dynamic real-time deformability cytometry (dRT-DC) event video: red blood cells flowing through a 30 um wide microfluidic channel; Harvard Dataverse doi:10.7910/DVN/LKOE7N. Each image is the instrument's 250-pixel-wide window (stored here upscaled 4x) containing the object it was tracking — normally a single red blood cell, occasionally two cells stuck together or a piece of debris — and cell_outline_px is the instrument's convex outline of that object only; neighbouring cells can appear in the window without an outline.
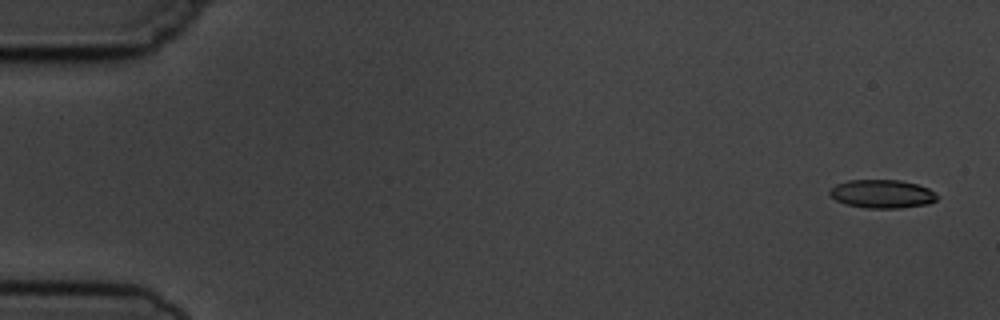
{"species": "common noctule bat (a hibernating species)", "species_latin": "Nyctalus noctula", "temperature_condition": "cold", "stored_images_in_passage": 5, "camera_frame_rate_fps": 3000, "um_per_image_px": 0.085, "animal": {"sex": "male", "body_mass_g": 19.5, "forearm_length_mm": 54.6}, "frame": {"image": 1, "passage_image": 1, "time_ms": 0.0, "image_size_px": [1000, 320], "cell_outline_px": [[940, 196], [936, 200], [928, 204], [900, 208], [864, 208], [844, 204], [836, 200], [828, 192], [836, 184], [848, 180], [900, 180], [916, 184], [928, 188], [936, 192]], "centroid_in_image_um": [75.0, 16.48], "position_along_channel_um": 10.0, "area_um2": 17.92}}
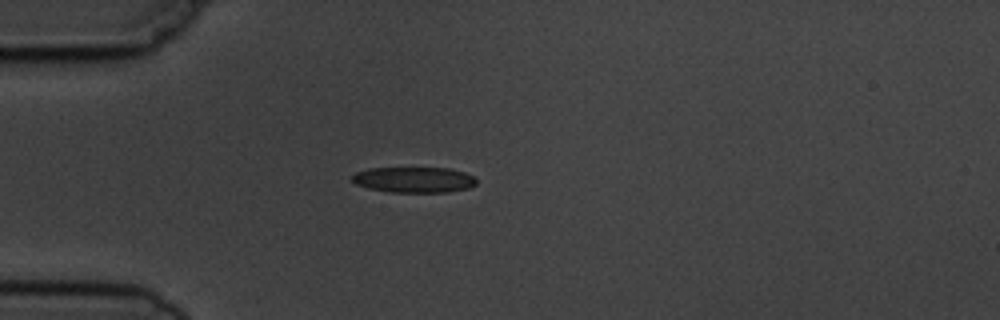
{"frame": {"image": 2, "passage_image": 5, "time_ms": 4.333, "image_size_px": [1000, 320], "cell_outline_px": [[476, 184], [468, 188], [448, 192], [388, 192], [368, 188], [356, 184], [352, 180], [352, 176], [356, 172], [368, 168], [448, 168], [464, 172], [472, 176], [476, 180]], "centroid_in_image_um": [35.17, 15.28], "position_along_channel_um": 49.8, "area_um2": 18.55}}